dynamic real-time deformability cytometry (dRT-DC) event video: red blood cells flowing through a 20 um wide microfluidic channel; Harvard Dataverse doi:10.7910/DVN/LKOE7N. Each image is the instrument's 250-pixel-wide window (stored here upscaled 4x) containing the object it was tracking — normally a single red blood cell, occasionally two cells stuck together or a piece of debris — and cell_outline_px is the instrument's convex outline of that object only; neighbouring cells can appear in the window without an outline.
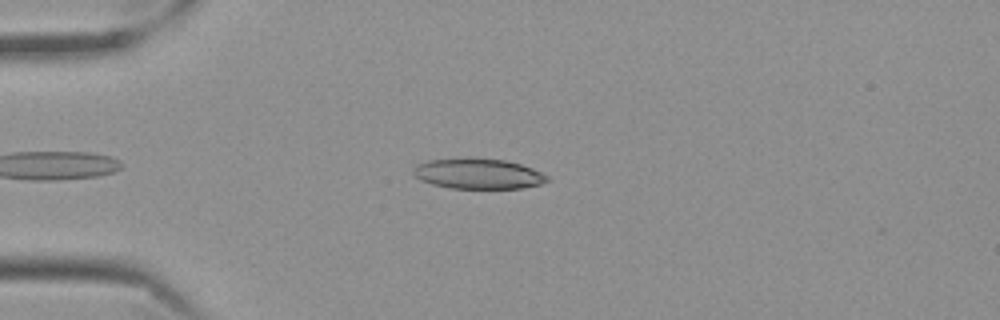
{"species": "Egyptian fruit bat (a non-hibernating species)", "species_latin": "Rousettus aegyptiacus", "temperature_condition": "cold", "stored_images_in_passage": 48, "camera_frame_rate_fps": 3000, "um_per_image_px": 0.085, "frame": {"image": 1, "passage_image": 9, "time_ms": 2.667, "image_size_px": [1000, 320], "cell_outline_px": [[548, 180], [540, 184], [520, 188], [452, 188], [432, 184], [420, 180], [412, 172], [412, 168], [416, 164], [428, 160], [504, 160], [520, 164], [532, 168], [548, 176]], "centroid_in_image_um": [40.62, 14.79], "position_along_channel_um": 44.4, "area_um2": 22.89}}
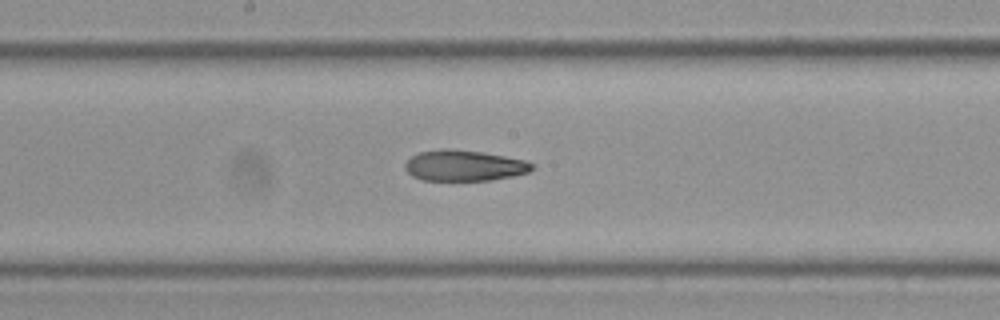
{"frame": {"image": 2, "passage_image": 25, "time_ms": 8.0, "image_size_px": [1000, 320], "cell_outline_px": [[536, 168], [528, 172], [512, 176], [492, 180], [424, 180], [412, 176], [404, 168], [404, 164], [412, 156], [420, 152], [440, 148], [448, 148], [484, 152], [524, 160], [532, 164]], "centroid_in_image_um": [39.44, 14.06], "position_along_channel_um": 208.8, "area_um2": 22.83}}
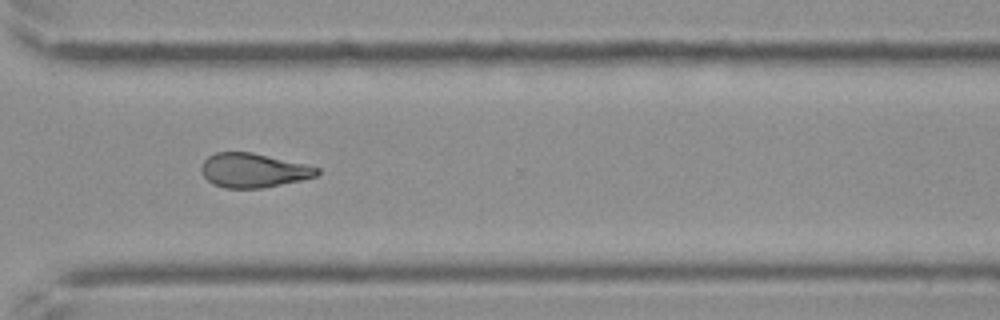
{"frame": {"image": 3, "passage_image": 37, "time_ms": 12.0, "image_size_px": [1000, 320], "cell_outline_px": [[320, 172], [316, 176], [300, 180], [260, 188], [224, 188], [212, 184], [200, 172], [200, 168], [204, 160], [208, 156], [216, 152], [252, 152], [304, 164], [320, 168]], "centroid_in_image_um": [21.49, 14.48], "position_along_channel_um": 349.1, "area_um2": 22.95}, "authors_computed_cell_mechanics": {"area_um2": 23.5535, "velocity_mm_per_s": 3.5173, "shape_relaxation_time_tau1_ms": null, "shape_relaxation_time_tau2_ms": 8.4407, "deformation_change_tau1": null, "deformation_change_tau2": 0.185}}